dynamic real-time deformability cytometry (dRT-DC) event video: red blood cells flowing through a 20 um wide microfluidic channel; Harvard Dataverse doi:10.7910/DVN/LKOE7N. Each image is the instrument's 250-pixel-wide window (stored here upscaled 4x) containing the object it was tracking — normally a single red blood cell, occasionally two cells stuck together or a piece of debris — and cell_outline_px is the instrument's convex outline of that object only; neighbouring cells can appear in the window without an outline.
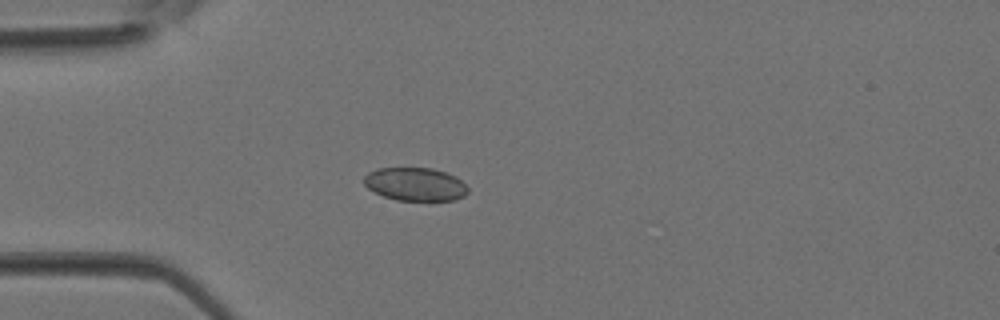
{"species": "Egyptian fruit bat (a non-hibernating species)", "species_latin": "Rousettus aegyptiacus", "temperature_condition": "room temperature", "stored_images_in_passage": 2, "camera_frame_rate_fps": 3000, "um_per_image_px": 0.085, "animal": {"sex": "female"}, "frame": {"image": 1, "passage_image": 2, "time_ms": 0.333, "image_size_px": [1000, 320], "cell_outline_px": [[468, 192], [464, 196], [456, 200], [396, 200], [384, 196], [368, 188], [364, 184], [364, 176], [368, 172], [376, 168], [432, 168], [456, 176], [468, 188]], "centroid_in_image_um": [35.29, 15.65], "position_along_channel_um": 49.7, "area_um2": 20.06}}